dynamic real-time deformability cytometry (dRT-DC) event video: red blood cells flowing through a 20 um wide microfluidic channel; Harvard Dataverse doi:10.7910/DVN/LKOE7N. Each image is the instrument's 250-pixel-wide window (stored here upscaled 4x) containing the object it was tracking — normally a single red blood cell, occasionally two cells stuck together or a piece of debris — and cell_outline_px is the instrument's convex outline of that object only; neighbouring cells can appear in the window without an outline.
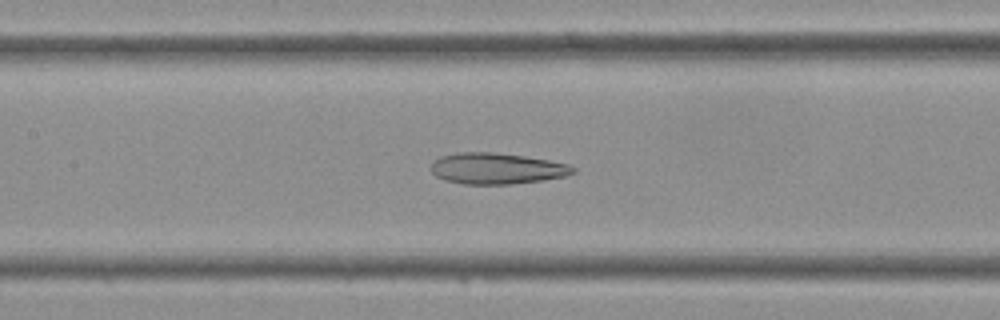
{"species": "Egyptian fruit bat (a non-hibernating species)", "species_latin": "Rousettus aegyptiacus", "temperature_condition": "cold", "stored_images_in_passage": 41, "camera_frame_rate_fps": 3000, "um_per_image_px": 0.085, "frame": {"image": 1, "passage_image": 18, "time_ms": 5.667, "image_size_px": [1000, 320], "cell_outline_px": [[576, 172], [568, 176], [544, 180], [512, 184], [464, 184], [444, 180], [436, 176], [432, 172], [432, 164], [440, 156], [460, 152], [496, 152], [524, 156], [548, 160], [568, 164], [576, 168]], "centroid_in_image_um": [42.26, 14.32], "position_along_channel_um": 165.1, "area_um2": 25.84}}
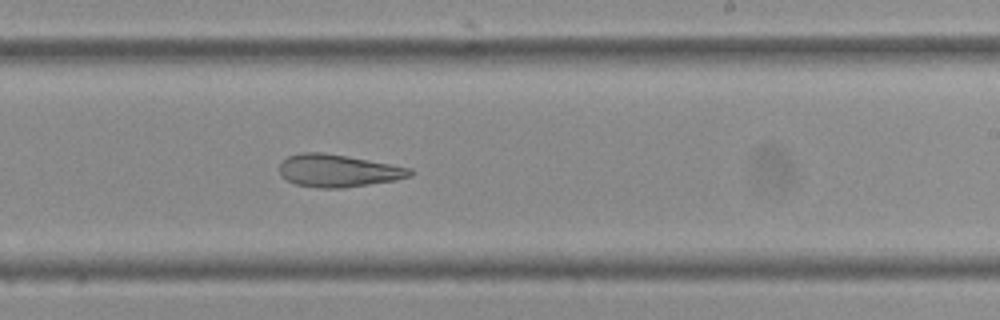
{"frame": {"image": 2, "passage_image": 24, "time_ms": 7.667, "image_size_px": [1000, 320], "cell_outline_px": [[412, 176], [396, 180], [344, 188], [316, 188], [296, 184], [280, 176], [280, 164], [288, 156], [300, 152], [324, 152], [348, 156], [412, 168]], "centroid_in_image_um": [28.74, 14.51], "position_along_channel_um": 260.3, "area_um2": 24.85}}
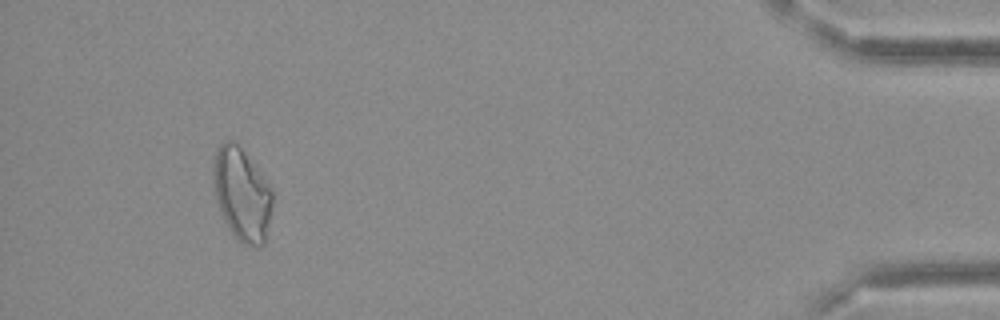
{"frame": {"image": 3, "passage_image": 38, "time_ms": 12.333, "image_size_px": [1000, 320], "cell_outline_px": [[272, 204], [264, 244], [244, 244], [236, 240], [228, 228], [220, 212], [216, 200], [212, 184], [212, 168], [216, 152], [220, 144], [224, 140], [232, 140], [240, 144], [268, 184], [272, 192]], "centroid_in_image_um": [20.51, 16.47], "position_along_channel_um": 414.7, "area_um2": 32.02}}